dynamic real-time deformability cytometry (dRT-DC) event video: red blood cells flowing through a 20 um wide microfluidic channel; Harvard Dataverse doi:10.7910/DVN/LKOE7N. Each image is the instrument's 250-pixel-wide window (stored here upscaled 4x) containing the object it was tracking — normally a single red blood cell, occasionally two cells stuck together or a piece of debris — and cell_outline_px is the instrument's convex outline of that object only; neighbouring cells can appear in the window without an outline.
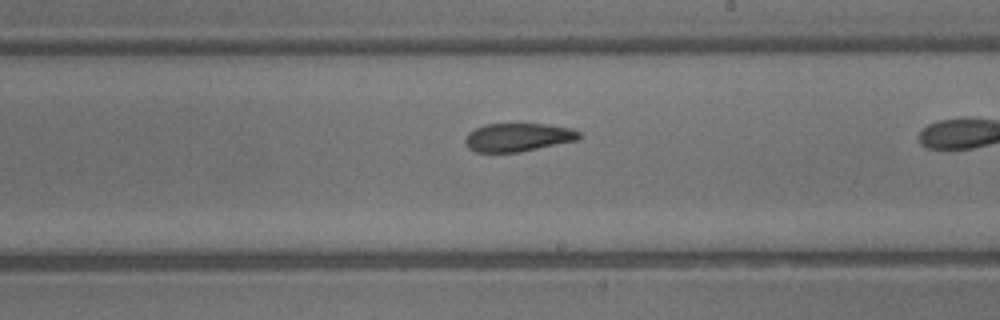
{"species": "common noctule bat (a hibernating species)", "species_latin": "Nyctalus noctula", "temperature_condition": "warm", "stored_images_in_passage": 16, "camera_frame_rate_fps": 3000, "um_per_image_px": 0.085, "animal": {"sex": "male", "body_mass_g": 13.3}, "frame": {"image": 1, "passage_image": 10, "time_ms": 3.0, "image_size_px": [1000, 320], "cell_outline_px": [[580, 136], [576, 140], [520, 152], [476, 152], [468, 148], [464, 144], [464, 140], [468, 132], [484, 124], [544, 124], [572, 128], [580, 132]], "centroid_in_image_um": [43.98, 11.67], "position_along_channel_um": 245.0, "area_um2": 18.79}}